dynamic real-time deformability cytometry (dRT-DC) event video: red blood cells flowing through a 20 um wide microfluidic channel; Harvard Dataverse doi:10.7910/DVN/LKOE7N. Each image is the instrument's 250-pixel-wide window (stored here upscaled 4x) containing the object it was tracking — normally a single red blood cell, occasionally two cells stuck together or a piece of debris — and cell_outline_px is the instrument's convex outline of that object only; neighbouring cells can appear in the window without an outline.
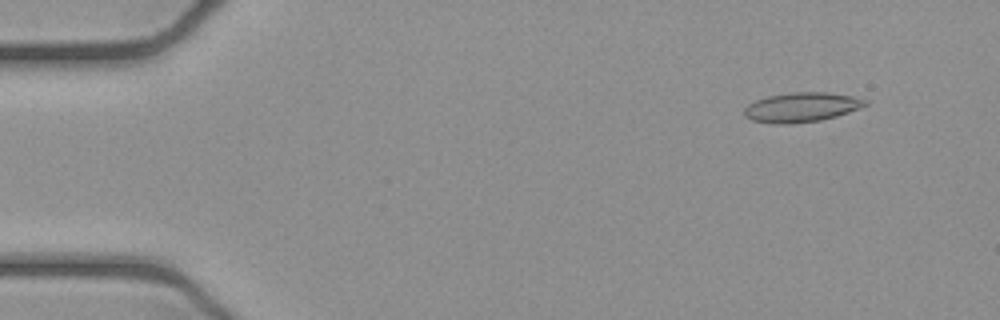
{"species": "common noctule bat (a hibernating species)", "species_latin": "Nyctalus noctula", "temperature_condition": "cold", "stored_images_in_passage": 49, "camera_frame_rate_fps": 3000, "um_per_image_px": 0.085, "animal": {"sex": "female", "body_mass_g": 21.9}, "frame": {"image": 1, "passage_image": 2, "time_ms": 0.333, "image_size_px": [1000, 320], "cell_outline_px": [[868, 104], [860, 108], [836, 116], [820, 120], [788, 124], [772, 124], [752, 120], [744, 116], [744, 108], [748, 104], [756, 100], [768, 96], [792, 92], [828, 92], [852, 96], [868, 100]], "centroid_in_image_um": [68.12, 9.11], "position_along_channel_um": 16.9, "area_um2": 20.87}}
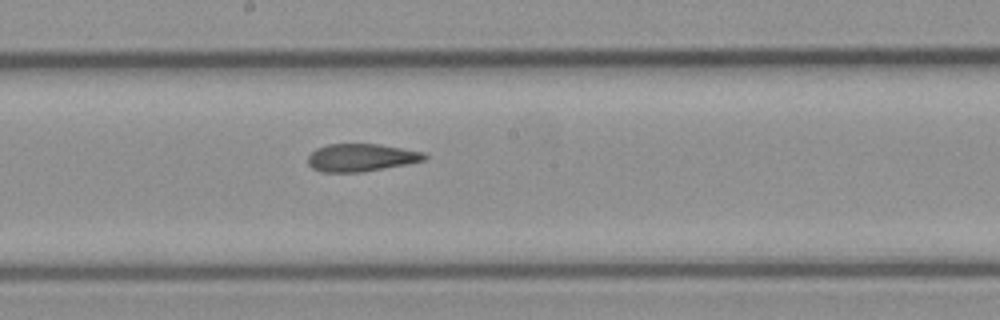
{"frame": {"image": 2, "passage_image": 25, "time_ms": 8.0, "image_size_px": [1000, 320], "cell_outline_px": [[428, 156], [424, 160], [364, 172], [320, 172], [312, 168], [308, 164], [308, 156], [316, 148], [328, 144], [380, 144], [424, 152]], "centroid_in_image_um": [30.67, 13.39], "position_along_channel_um": 217.5, "area_um2": 18.79}}
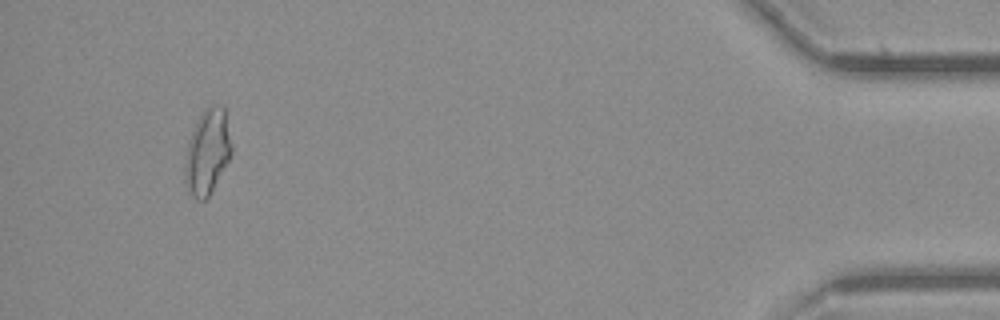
{"frame": {"image": 3, "passage_image": 46, "time_ms": 15.0, "image_size_px": [1000, 320], "cell_outline_px": [[232, 152], [228, 160], [208, 196], [204, 200], [196, 200], [188, 192], [184, 180], [184, 164], [188, 144], [196, 120], [200, 112], [208, 104], [220, 104], [224, 108], [232, 144]], "centroid_in_image_um": [17.61, 12.87], "position_along_channel_um": 417.6, "area_um2": 23.18}, "authors_computed_cell_mechanics": {"area_um2": 20.1722, "velocity_mm_per_s": 3.9264, "shape_relaxation_time_tau1_ms": 9.3873, "shape_relaxation_time_tau2_ms": 2.4667, "deformation_change_tau1": 0.2176, "deformation_change_tau2": 0.1134}}